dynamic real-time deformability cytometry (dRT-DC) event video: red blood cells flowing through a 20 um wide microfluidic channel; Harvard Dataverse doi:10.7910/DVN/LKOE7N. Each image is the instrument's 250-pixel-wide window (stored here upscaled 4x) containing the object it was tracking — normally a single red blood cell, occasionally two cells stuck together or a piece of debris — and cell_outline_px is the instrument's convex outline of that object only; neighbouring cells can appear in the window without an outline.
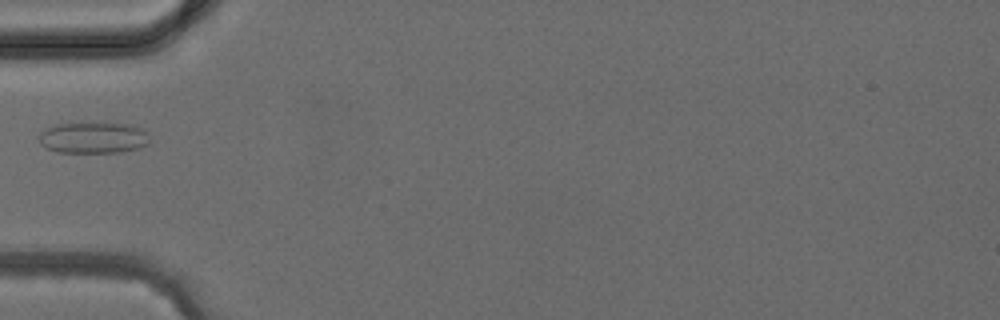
{"species": "common noctule bat (a hibernating species)", "species_latin": "Nyctalus noctula", "temperature_condition": "cold", "stored_images_in_passage": 4, "camera_frame_rate_fps": 3000, "um_per_image_px": 0.085, "animal": {"sex": "female", "body_mass_g": 24.6, "forearm_length_mm": 56.2}, "frame": {"image": 1, "passage_image": 4, "time_ms": 3.333, "image_size_px": [1000, 320], "cell_outline_px": [[148, 144], [140, 148], [120, 152], [56, 152], [40, 144], [40, 132], [56, 124], [132, 124], [140, 128], [144, 132], [148, 140]], "centroid_in_image_um": [7.92, 11.72], "position_along_channel_um": 77.1, "area_um2": 19.65}}